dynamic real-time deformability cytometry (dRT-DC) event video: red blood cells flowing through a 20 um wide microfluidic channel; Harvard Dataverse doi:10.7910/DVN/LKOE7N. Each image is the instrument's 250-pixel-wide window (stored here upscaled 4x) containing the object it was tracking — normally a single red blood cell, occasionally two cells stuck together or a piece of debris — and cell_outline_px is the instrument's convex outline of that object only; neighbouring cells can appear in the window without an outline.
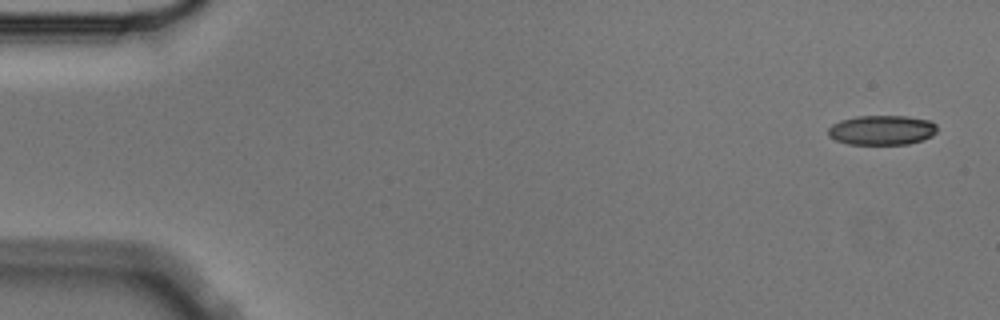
{"species": "Egyptian fruit bat (a non-hibernating species)", "species_latin": "Rousettus aegyptiacus", "temperature_condition": "cold", "stored_images_in_passage": 5, "camera_frame_rate_fps": 3000, "um_per_image_px": 0.085, "animal": {"sex": "male"}, "frame": {"image": 1, "passage_image": 1, "time_ms": 0.0, "image_size_px": [1000, 320], "cell_outline_px": [[936, 132], [932, 136], [924, 140], [908, 144], [848, 144], [836, 140], [828, 136], [828, 128], [832, 124], [840, 120], [856, 116], [908, 116], [932, 120], [936, 124]], "centroid_in_image_um": [74.98, 11.05], "position_along_channel_um": 10.0, "area_um2": 19.07}}
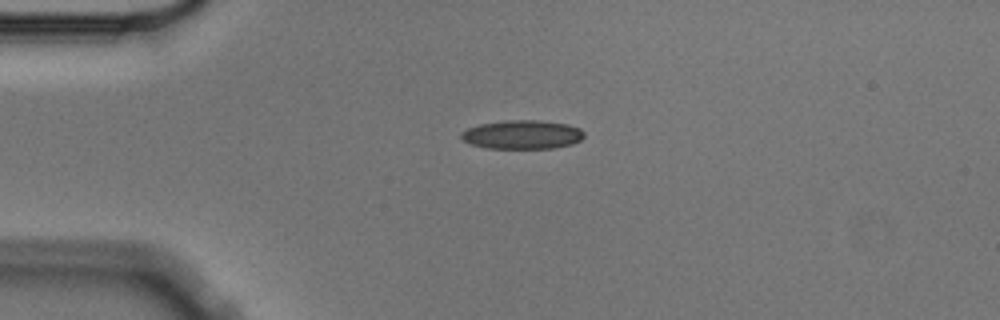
{"frame": {"image": 2, "passage_image": 4, "time_ms": 1.0, "image_size_px": [1000, 320], "cell_outline_px": [[584, 136], [580, 140], [572, 144], [556, 148], [488, 148], [472, 144], [464, 140], [460, 136], [460, 132], [468, 128], [480, 124], [504, 120], [540, 120], [568, 124], [580, 128], [584, 132]], "centroid_in_image_um": [44.42, 11.43], "position_along_channel_um": 40.6, "area_um2": 20.69}}